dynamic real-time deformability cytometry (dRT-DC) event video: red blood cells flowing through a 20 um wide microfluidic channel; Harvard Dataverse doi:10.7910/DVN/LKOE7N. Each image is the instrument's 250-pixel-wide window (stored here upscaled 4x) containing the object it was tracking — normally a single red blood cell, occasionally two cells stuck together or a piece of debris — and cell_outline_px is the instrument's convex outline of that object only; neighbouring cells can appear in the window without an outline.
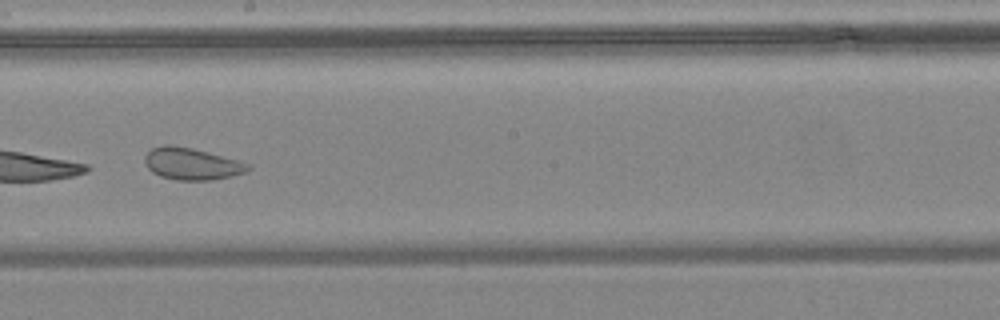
{"species": "common noctule bat (a hibernating species)", "species_latin": "Nyctalus noctula", "temperature_condition": "warm", "stored_images_in_passage": 8, "camera_frame_rate_fps": 3000, "um_per_image_px": 0.085, "animal": {"sex": "female", "body_mass_g": 24.6, "forearm_length_mm": 56.2}, "frame": {"image": 1, "passage_image": 6, "time_ms": 1.667, "image_size_px": [1000, 320], "cell_outline_px": [[252, 168], [244, 172], [232, 176], [212, 180], [176, 180], [160, 176], [152, 172], [148, 168], [144, 160], [144, 156], [152, 148], [164, 144], [172, 144], [192, 148], [208, 152], [252, 164]], "centroid_in_image_um": [16.29, 13.92], "position_along_channel_um": 231.9, "area_um2": 19.31}}